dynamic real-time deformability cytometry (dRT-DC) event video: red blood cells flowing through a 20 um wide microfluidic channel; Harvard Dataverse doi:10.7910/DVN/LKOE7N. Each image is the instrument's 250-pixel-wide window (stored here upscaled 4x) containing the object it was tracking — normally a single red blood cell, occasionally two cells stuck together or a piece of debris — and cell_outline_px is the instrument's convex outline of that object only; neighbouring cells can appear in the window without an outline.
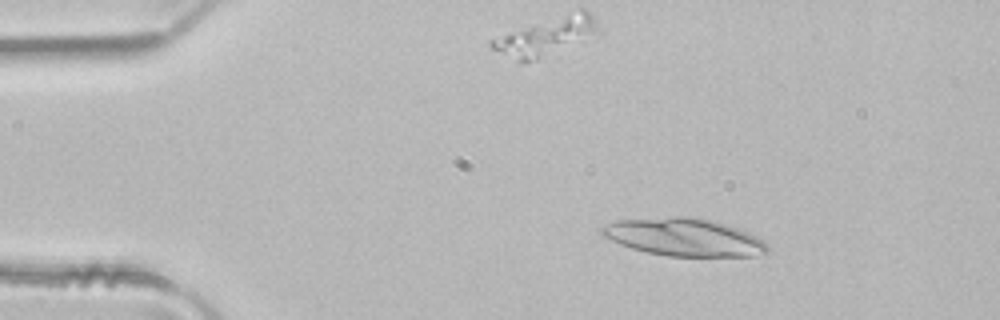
{"species": "common noctule bat (a hibernating species)", "species_latin": "Nyctalus noctula", "temperature_condition": "room temperature", "stored_images_in_passage": 5, "segment_of_instrument_passage": [1, 2], "camera_frame_rate_fps": 3000, "um_per_image_px": 0.085, "animal": {"sex": "male", "body_mass_g": 21.5, "forearm_length_mm": 52.0}, "frame": {"image": 1, "passage_image": 1, "time_ms": 0.0, "image_size_px": [1000, 320], "cell_outline_px": [[768, 252], [752, 256], [668, 256], [648, 252], [632, 248], [620, 244], [604, 236], [600, 232], [600, 228], [616, 220], [672, 216], [692, 216], [712, 220], [728, 224], [748, 232], [764, 240], [768, 244]], "centroid_in_image_um": [58.17, 20.15], "position_along_channel_um": 26.8, "area_um2": 36.47}}